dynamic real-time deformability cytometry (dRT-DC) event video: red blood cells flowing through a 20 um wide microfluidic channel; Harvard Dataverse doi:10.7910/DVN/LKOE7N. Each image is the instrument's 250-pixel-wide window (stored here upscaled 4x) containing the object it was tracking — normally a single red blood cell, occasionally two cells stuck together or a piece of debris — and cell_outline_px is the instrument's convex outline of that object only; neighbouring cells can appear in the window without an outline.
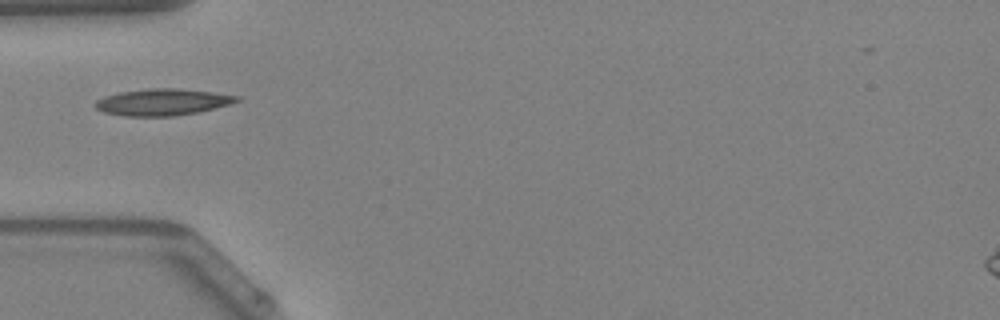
{"species": "Egyptian fruit bat (a non-hibernating species)", "species_latin": "Rousettus aegyptiacus", "temperature_condition": "warm", "stored_images_in_passage": 23, "camera_frame_rate_fps": 3000, "um_per_image_px": 0.085, "animal": {"sex": "female"}, "frame": {"image": 1, "passage_image": 1, "time_ms": 0.0, "image_size_px": [1000, 320], "cell_outline_px": [[240, 100], [228, 104], [200, 112], [172, 116], [124, 116], [104, 112], [96, 108], [92, 104], [96, 100], [104, 96], [120, 92], [152, 88], [176, 88], [212, 92], [240, 96]], "centroid_in_image_um": [13.78, 8.68], "position_along_channel_um": 71.2, "area_um2": 21.91}}
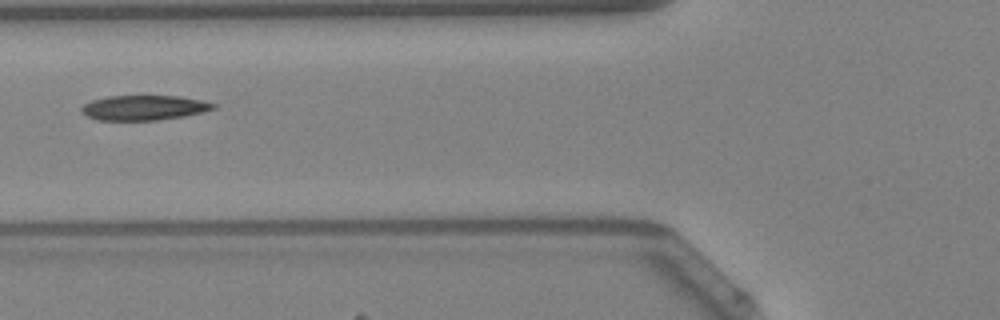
{"frame": {"image": 2, "passage_image": 4, "time_ms": 1.0, "image_size_px": [1000, 320], "cell_outline_px": [[216, 108], [184, 116], [156, 120], [100, 120], [84, 116], [80, 112], [80, 108], [84, 104], [92, 100], [108, 96], [180, 96], [200, 100], [216, 104]], "centroid_in_image_um": [12.18, 9.15], "position_along_channel_um": 113.6, "area_um2": 19.07}}